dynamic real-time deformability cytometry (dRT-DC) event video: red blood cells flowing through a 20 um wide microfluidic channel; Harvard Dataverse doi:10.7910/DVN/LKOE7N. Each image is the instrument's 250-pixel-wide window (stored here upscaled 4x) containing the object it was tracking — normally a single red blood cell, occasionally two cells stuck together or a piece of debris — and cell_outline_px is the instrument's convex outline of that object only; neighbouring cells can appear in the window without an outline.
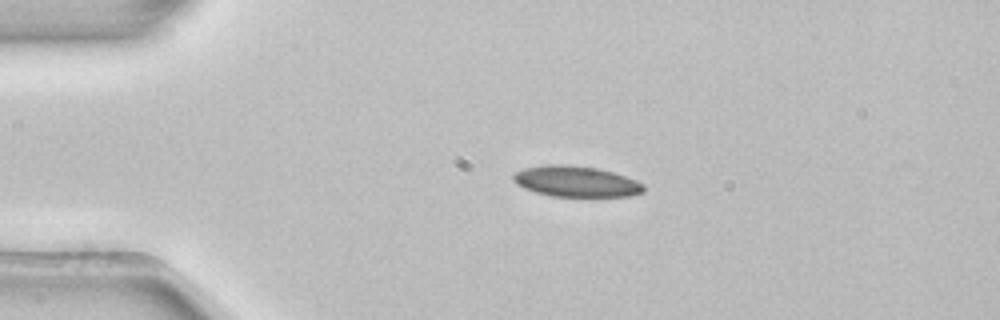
{"species": "common noctule bat (a hibernating species)", "species_latin": "Nyctalus noctula", "temperature_condition": "room temperature", "stored_images_in_passage": 2, "camera_frame_rate_fps": 3000, "um_per_image_px": 0.085, "animal": {"sex": "female", "body_mass_g": 22.7, "forearm_length_mm": 54.2}, "frame": {"image": 1, "passage_image": 1, "time_ms": 0.0, "image_size_px": [1000, 320], "cell_outline_px": [[644, 192], [628, 196], [552, 196], [536, 192], [524, 188], [516, 184], [512, 180], [512, 176], [516, 172], [524, 168], [548, 164], [564, 164], [600, 168], [624, 176], [644, 184]], "centroid_in_image_um": [48.94, 15.41], "position_along_channel_um": 36.1, "area_um2": 23.35}}